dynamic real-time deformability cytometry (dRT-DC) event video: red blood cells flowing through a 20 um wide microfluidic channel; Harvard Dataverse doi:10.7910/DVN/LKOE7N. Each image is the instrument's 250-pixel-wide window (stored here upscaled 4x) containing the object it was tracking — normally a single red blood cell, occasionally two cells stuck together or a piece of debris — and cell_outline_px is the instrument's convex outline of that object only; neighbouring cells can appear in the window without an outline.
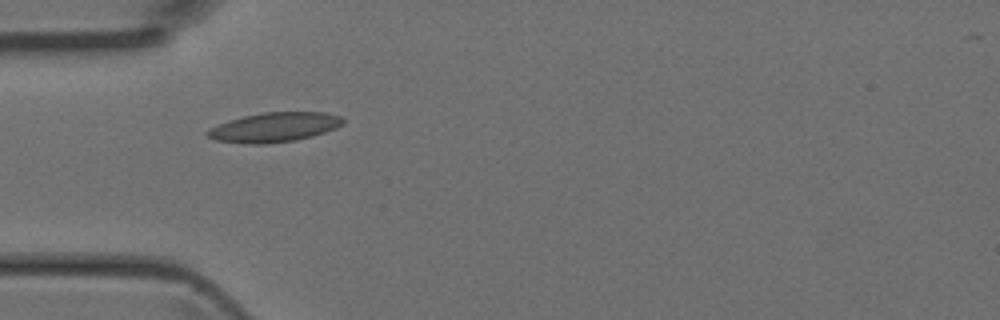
{"species": "Egyptian fruit bat (a non-hibernating species)", "species_latin": "Rousettus aegyptiacus", "temperature_condition": "room temperature", "stored_images_in_passage": 5, "camera_frame_rate_fps": 3000, "um_per_image_px": 0.085, "animal": {"sex": "female"}, "frame": {"image": 1, "passage_image": 4, "time_ms": 1.0, "image_size_px": [1000, 320], "cell_outline_px": [[344, 124], [336, 128], [312, 136], [296, 140], [268, 144], [244, 144], [216, 140], [208, 136], [204, 132], [208, 128], [228, 120], [244, 116], [264, 112], [324, 112], [340, 116], [344, 120]], "centroid_in_image_um": [23.29, 10.82], "position_along_channel_um": 61.7, "area_um2": 23.47}}
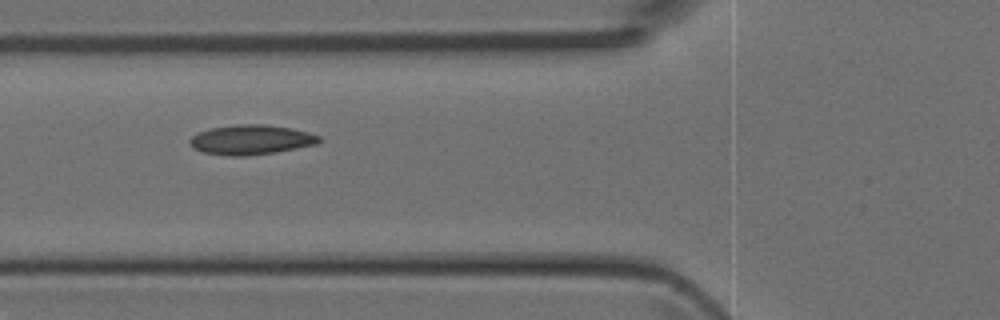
{"frame": {"image": 2, "passage_image": 5, "time_ms": 1.333, "image_size_px": [1000, 320], "cell_outline_px": [[320, 140], [316, 144], [276, 152], [248, 156], [228, 156], [204, 152], [192, 148], [188, 144], [188, 140], [196, 132], [212, 128], [236, 124], [264, 124], [292, 128], [308, 132], [320, 136]], "centroid_in_image_um": [21.29, 11.88], "position_along_channel_um": 104.5, "area_um2": 22.54}}